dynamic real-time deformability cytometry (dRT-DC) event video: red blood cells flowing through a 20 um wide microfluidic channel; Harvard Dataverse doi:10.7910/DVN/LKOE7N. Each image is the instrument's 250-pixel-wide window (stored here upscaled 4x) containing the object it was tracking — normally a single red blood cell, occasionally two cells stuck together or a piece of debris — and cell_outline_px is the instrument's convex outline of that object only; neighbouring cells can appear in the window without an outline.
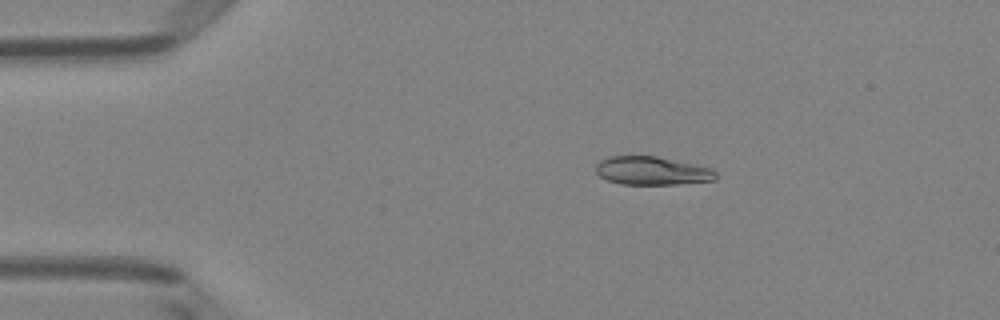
{"species": "Egyptian fruit bat (a non-hibernating species)", "species_latin": "Rousettus aegyptiacus", "temperature_condition": "room temperature", "stored_images_in_passage": 5, "camera_frame_rate_fps": 3000, "um_per_image_px": 0.085, "animal": {"sex": "female"}, "frame": {"image": 1, "passage_image": 3, "time_ms": 0.667, "image_size_px": [1000, 320], "cell_outline_px": [[716, 180], [676, 184], [620, 184], [608, 180], [600, 176], [596, 172], [596, 164], [600, 160], [608, 156], [656, 156], [712, 168], [716, 172]], "centroid_in_image_um": [55.41, 14.51], "position_along_channel_um": 29.6, "area_um2": 19.77}}
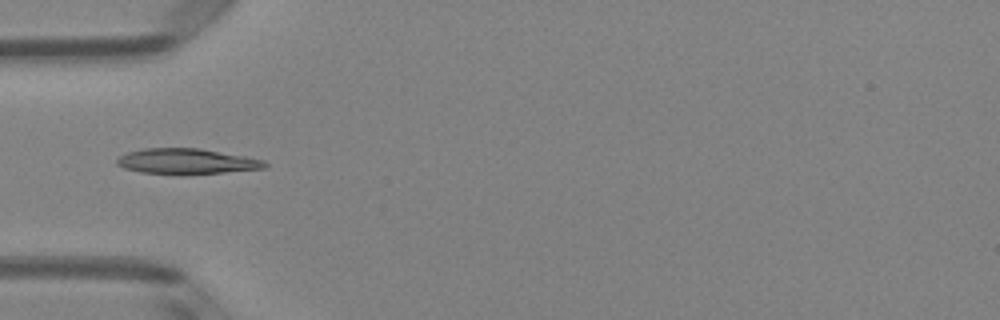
{"frame": {"image": 2, "passage_image": 5, "time_ms": 1.333, "image_size_px": [1000, 320], "cell_outline_px": [[268, 164], [264, 168], [224, 172], [140, 172], [124, 168], [116, 164], [116, 160], [120, 156], [128, 152], [144, 148], [200, 148], [244, 156], [264, 160]], "centroid_in_image_um": [15.85, 13.67], "position_along_channel_um": 69.2, "area_um2": 21.04}}